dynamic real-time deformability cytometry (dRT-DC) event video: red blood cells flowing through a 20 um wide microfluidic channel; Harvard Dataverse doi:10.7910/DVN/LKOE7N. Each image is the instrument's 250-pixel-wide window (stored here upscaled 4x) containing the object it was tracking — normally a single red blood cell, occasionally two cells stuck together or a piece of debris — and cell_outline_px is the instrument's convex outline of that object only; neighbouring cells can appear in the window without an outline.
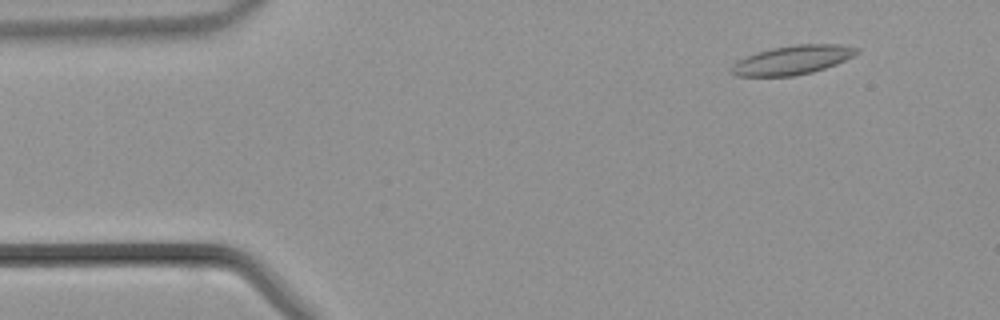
{"species": "common noctule bat (a hibernating species)", "species_latin": "Nyctalus noctula", "temperature_condition": "warm", "stored_images_in_passage": 43, "camera_frame_rate_fps": 3000, "um_per_image_px": 0.085, "animal": {"sex": "male", "body_mass_g": 21.5, "forearm_length_mm": 52.0}, "frame": {"image": 1, "passage_image": 4, "time_ms": 1.0, "image_size_px": [1000, 320], "cell_outline_px": [[860, 52], [836, 64], [812, 72], [792, 76], [736, 76], [732, 72], [732, 64], [736, 60], [756, 52], [772, 48], [796, 44], [840, 44], [860, 48]], "centroid_in_image_um": [67.36, 5.09], "position_along_channel_um": 17.6, "area_um2": 21.15}}
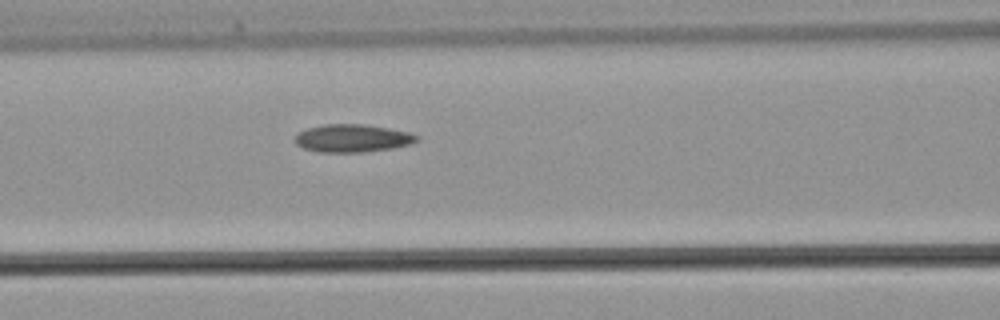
{"frame": {"image": 2, "passage_image": 17, "time_ms": 5.333, "image_size_px": [1000, 320], "cell_outline_px": [[420, 140], [408, 144], [392, 148], [360, 152], [320, 152], [304, 148], [296, 144], [292, 140], [300, 132], [308, 128], [324, 124], [364, 124], [388, 128], [408, 132], [420, 136]], "centroid_in_image_um": [29.95, 11.74], "position_along_channel_um": 136.6, "area_um2": 19.65}}
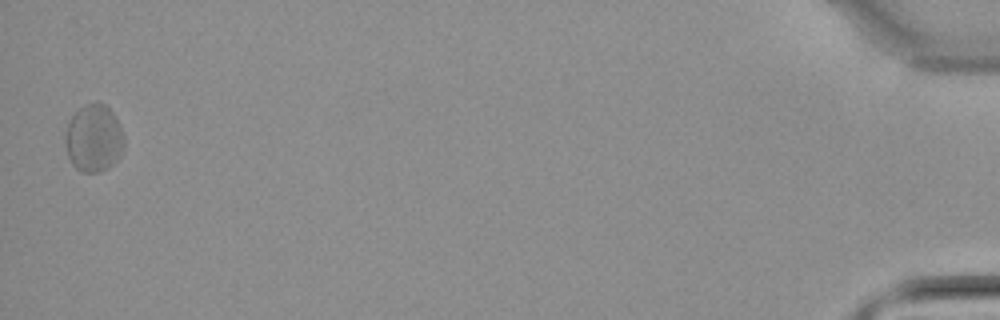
{"frame": {"image": 3, "passage_image": 43, "time_ms": 14.0, "image_size_px": [1000, 320], "cell_outline_px": [[124, 148], [120, 156], [108, 168], [100, 172], [80, 172], [72, 164], [68, 156], [64, 144], [64, 132], [72, 116], [84, 104], [104, 104], [112, 112], [120, 124], [124, 136]], "centroid_in_image_um": [7.96, 11.78], "position_along_channel_um": 427.2, "area_um2": 23.24}}